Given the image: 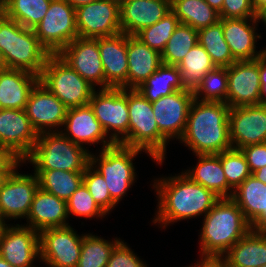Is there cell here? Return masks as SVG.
I'll return each mask as SVG.
<instances>
[{
	"mask_svg": "<svg viewBox=\"0 0 266 267\" xmlns=\"http://www.w3.org/2000/svg\"><path fill=\"white\" fill-rule=\"evenodd\" d=\"M67 110L68 108L40 82L32 89L25 107L29 121L38 134L59 132L56 129L63 127Z\"/></svg>",
	"mask_w": 266,
	"mask_h": 267,
	"instance_id": "ffe728a7",
	"label": "cell"
},
{
	"mask_svg": "<svg viewBox=\"0 0 266 267\" xmlns=\"http://www.w3.org/2000/svg\"><path fill=\"white\" fill-rule=\"evenodd\" d=\"M252 175L260 180L261 182H263L264 184H266V166L252 172Z\"/></svg>",
	"mask_w": 266,
	"mask_h": 267,
	"instance_id": "816d5d0a",
	"label": "cell"
},
{
	"mask_svg": "<svg viewBox=\"0 0 266 267\" xmlns=\"http://www.w3.org/2000/svg\"><path fill=\"white\" fill-rule=\"evenodd\" d=\"M38 135L25 109H0V144L23 162L31 154Z\"/></svg>",
	"mask_w": 266,
	"mask_h": 267,
	"instance_id": "d6986e66",
	"label": "cell"
},
{
	"mask_svg": "<svg viewBox=\"0 0 266 267\" xmlns=\"http://www.w3.org/2000/svg\"><path fill=\"white\" fill-rule=\"evenodd\" d=\"M6 69V65L2 56V53L0 51V71Z\"/></svg>",
	"mask_w": 266,
	"mask_h": 267,
	"instance_id": "91938a15",
	"label": "cell"
},
{
	"mask_svg": "<svg viewBox=\"0 0 266 267\" xmlns=\"http://www.w3.org/2000/svg\"><path fill=\"white\" fill-rule=\"evenodd\" d=\"M12 172H0V187L4 179Z\"/></svg>",
	"mask_w": 266,
	"mask_h": 267,
	"instance_id": "680465c9",
	"label": "cell"
},
{
	"mask_svg": "<svg viewBox=\"0 0 266 267\" xmlns=\"http://www.w3.org/2000/svg\"><path fill=\"white\" fill-rule=\"evenodd\" d=\"M112 1H115V2H117V3H119V4H121V3L124 2L125 0H112Z\"/></svg>",
	"mask_w": 266,
	"mask_h": 267,
	"instance_id": "94428289",
	"label": "cell"
},
{
	"mask_svg": "<svg viewBox=\"0 0 266 267\" xmlns=\"http://www.w3.org/2000/svg\"><path fill=\"white\" fill-rule=\"evenodd\" d=\"M83 183L94 201L106 214H109L117 206V203L110 196L104 177L91 164L85 168Z\"/></svg>",
	"mask_w": 266,
	"mask_h": 267,
	"instance_id": "7bdbcfd3",
	"label": "cell"
},
{
	"mask_svg": "<svg viewBox=\"0 0 266 267\" xmlns=\"http://www.w3.org/2000/svg\"><path fill=\"white\" fill-rule=\"evenodd\" d=\"M128 112V143L125 146L145 151L162 165L169 142L159 132L151 102L136 89H128Z\"/></svg>",
	"mask_w": 266,
	"mask_h": 267,
	"instance_id": "8992f818",
	"label": "cell"
},
{
	"mask_svg": "<svg viewBox=\"0 0 266 267\" xmlns=\"http://www.w3.org/2000/svg\"><path fill=\"white\" fill-rule=\"evenodd\" d=\"M221 163L228 185L233 190L252 174L241 149L231 148L221 152Z\"/></svg>",
	"mask_w": 266,
	"mask_h": 267,
	"instance_id": "60d3db41",
	"label": "cell"
},
{
	"mask_svg": "<svg viewBox=\"0 0 266 267\" xmlns=\"http://www.w3.org/2000/svg\"><path fill=\"white\" fill-rule=\"evenodd\" d=\"M26 226L40 232L53 227H63L67 223L68 213L66 201L50 194L40 187L35 193L28 213Z\"/></svg>",
	"mask_w": 266,
	"mask_h": 267,
	"instance_id": "d4e9b609",
	"label": "cell"
},
{
	"mask_svg": "<svg viewBox=\"0 0 266 267\" xmlns=\"http://www.w3.org/2000/svg\"><path fill=\"white\" fill-rule=\"evenodd\" d=\"M259 60V74H260V97L261 104L266 105V50L265 52L258 58Z\"/></svg>",
	"mask_w": 266,
	"mask_h": 267,
	"instance_id": "681fc988",
	"label": "cell"
},
{
	"mask_svg": "<svg viewBox=\"0 0 266 267\" xmlns=\"http://www.w3.org/2000/svg\"><path fill=\"white\" fill-rule=\"evenodd\" d=\"M220 18H256L251 0H224Z\"/></svg>",
	"mask_w": 266,
	"mask_h": 267,
	"instance_id": "f6af8a7d",
	"label": "cell"
},
{
	"mask_svg": "<svg viewBox=\"0 0 266 267\" xmlns=\"http://www.w3.org/2000/svg\"><path fill=\"white\" fill-rule=\"evenodd\" d=\"M33 31L50 54H58L78 37L75 8L66 0H51L45 17Z\"/></svg>",
	"mask_w": 266,
	"mask_h": 267,
	"instance_id": "30bf717a",
	"label": "cell"
},
{
	"mask_svg": "<svg viewBox=\"0 0 266 267\" xmlns=\"http://www.w3.org/2000/svg\"><path fill=\"white\" fill-rule=\"evenodd\" d=\"M39 76L22 69L0 71V109H25Z\"/></svg>",
	"mask_w": 266,
	"mask_h": 267,
	"instance_id": "4316f807",
	"label": "cell"
},
{
	"mask_svg": "<svg viewBox=\"0 0 266 267\" xmlns=\"http://www.w3.org/2000/svg\"><path fill=\"white\" fill-rule=\"evenodd\" d=\"M193 93L194 99L200 101L227 103L228 79L226 67H215L209 71Z\"/></svg>",
	"mask_w": 266,
	"mask_h": 267,
	"instance_id": "f35d334b",
	"label": "cell"
},
{
	"mask_svg": "<svg viewBox=\"0 0 266 267\" xmlns=\"http://www.w3.org/2000/svg\"><path fill=\"white\" fill-rule=\"evenodd\" d=\"M0 51L6 68L22 69L40 76L51 55L33 29L20 25L0 11Z\"/></svg>",
	"mask_w": 266,
	"mask_h": 267,
	"instance_id": "277c9868",
	"label": "cell"
},
{
	"mask_svg": "<svg viewBox=\"0 0 266 267\" xmlns=\"http://www.w3.org/2000/svg\"><path fill=\"white\" fill-rule=\"evenodd\" d=\"M51 0H3L0 11L20 25L34 29L45 17Z\"/></svg>",
	"mask_w": 266,
	"mask_h": 267,
	"instance_id": "836d02e7",
	"label": "cell"
},
{
	"mask_svg": "<svg viewBox=\"0 0 266 267\" xmlns=\"http://www.w3.org/2000/svg\"><path fill=\"white\" fill-rule=\"evenodd\" d=\"M121 240L108 241L91 233L84 234L77 267H106L114 247Z\"/></svg>",
	"mask_w": 266,
	"mask_h": 267,
	"instance_id": "74e56055",
	"label": "cell"
},
{
	"mask_svg": "<svg viewBox=\"0 0 266 267\" xmlns=\"http://www.w3.org/2000/svg\"><path fill=\"white\" fill-rule=\"evenodd\" d=\"M179 24L176 15L170 11L157 23L143 28L135 36L151 49H154L161 54L166 43L174 33L175 28Z\"/></svg>",
	"mask_w": 266,
	"mask_h": 267,
	"instance_id": "ab89813d",
	"label": "cell"
},
{
	"mask_svg": "<svg viewBox=\"0 0 266 267\" xmlns=\"http://www.w3.org/2000/svg\"><path fill=\"white\" fill-rule=\"evenodd\" d=\"M195 156L198 159L197 166L192 169L189 168V170H185L183 173L193 182L212 191L219 198H231L234 190L228 185L226 175L224 174L221 153Z\"/></svg>",
	"mask_w": 266,
	"mask_h": 267,
	"instance_id": "83f0119b",
	"label": "cell"
},
{
	"mask_svg": "<svg viewBox=\"0 0 266 267\" xmlns=\"http://www.w3.org/2000/svg\"><path fill=\"white\" fill-rule=\"evenodd\" d=\"M194 93L179 90L151 103L160 134L169 142L180 140L185 132Z\"/></svg>",
	"mask_w": 266,
	"mask_h": 267,
	"instance_id": "9a60e30c",
	"label": "cell"
},
{
	"mask_svg": "<svg viewBox=\"0 0 266 267\" xmlns=\"http://www.w3.org/2000/svg\"><path fill=\"white\" fill-rule=\"evenodd\" d=\"M73 8L97 1V0H66Z\"/></svg>",
	"mask_w": 266,
	"mask_h": 267,
	"instance_id": "f5cc1de1",
	"label": "cell"
},
{
	"mask_svg": "<svg viewBox=\"0 0 266 267\" xmlns=\"http://www.w3.org/2000/svg\"><path fill=\"white\" fill-rule=\"evenodd\" d=\"M65 127L60 132L67 138L71 139L75 144L89 146L95 143H102L105 149L114 146L115 143L108 138L104 128L97 120L90 105L69 108L64 121ZM64 131V132H63ZM66 131V132H65Z\"/></svg>",
	"mask_w": 266,
	"mask_h": 267,
	"instance_id": "44dd1931",
	"label": "cell"
},
{
	"mask_svg": "<svg viewBox=\"0 0 266 267\" xmlns=\"http://www.w3.org/2000/svg\"><path fill=\"white\" fill-rule=\"evenodd\" d=\"M228 120L233 148L266 142V105L230 108Z\"/></svg>",
	"mask_w": 266,
	"mask_h": 267,
	"instance_id": "e0dca14e",
	"label": "cell"
},
{
	"mask_svg": "<svg viewBox=\"0 0 266 267\" xmlns=\"http://www.w3.org/2000/svg\"><path fill=\"white\" fill-rule=\"evenodd\" d=\"M231 198L252 225L266 210V184L251 174L233 191Z\"/></svg>",
	"mask_w": 266,
	"mask_h": 267,
	"instance_id": "f546056e",
	"label": "cell"
},
{
	"mask_svg": "<svg viewBox=\"0 0 266 267\" xmlns=\"http://www.w3.org/2000/svg\"><path fill=\"white\" fill-rule=\"evenodd\" d=\"M251 226L253 230L266 231V210Z\"/></svg>",
	"mask_w": 266,
	"mask_h": 267,
	"instance_id": "f907efd6",
	"label": "cell"
},
{
	"mask_svg": "<svg viewBox=\"0 0 266 267\" xmlns=\"http://www.w3.org/2000/svg\"><path fill=\"white\" fill-rule=\"evenodd\" d=\"M34 174L42 190L67 201L83 183L84 171L34 170Z\"/></svg>",
	"mask_w": 266,
	"mask_h": 267,
	"instance_id": "d6a6232c",
	"label": "cell"
},
{
	"mask_svg": "<svg viewBox=\"0 0 266 267\" xmlns=\"http://www.w3.org/2000/svg\"><path fill=\"white\" fill-rule=\"evenodd\" d=\"M57 55L93 87L98 85L104 89V70L98 38L77 37Z\"/></svg>",
	"mask_w": 266,
	"mask_h": 267,
	"instance_id": "ac0fdd59",
	"label": "cell"
},
{
	"mask_svg": "<svg viewBox=\"0 0 266 267\" xmlns=\"http://www.w3.org/2000/svg\"><path fill=\"white\" fill-rule=\"evenodd\" d=\"M0 267H13V266L9 264L6 260H4L0 255Z\"/></svg>",
	"mask_w": 266,
	"mask_h": 267,
	"instance_id": "6f0895ef",
	"label": "cell"
},
{
	"mask_svg": "<svg viewBox=\"0 0 266 267\" xmlns=\"http://www.w3.org/2000/svg\"><path fill=\"white\" fill-rule=\"evenodd\" d=\"M68 217L94 218L105 217L107 214L100 208L90 195L84 183L66 201Z\"/></svg>",
	"mask_w": 266,
	"mask_h": 267,
	"instance_id": "b9f144b4",
	"label": "cell"
},
{
	"mask_svg": "<svg viewBox=\"0 0 266 267\" xmlns=\"http://www.w3.org/2000/svg\"><path fill=\"white\" fill-rule=\"evenodd\" d=\"M78 37L98 38L122 32L120 4L112 0H97L75 9Z\"/></svg>",
	"mask_w": 266,
	"mask_h": 267,
	"instance_id": "7c38bea8",
	"label": "cell"
},
{
	"mask_svg": "<svg viewBox=\"0 0 266 267\" xmlns=\"http://www.w3.org/2000/svg\"><path fill=\"white\" fill-rule=\"evenodd\" d=\"M39 82L68 109L88 105L96 90L57 54L48 57Z\"/></svg>",
	"mask_w": 266,
	"mask_h": 267,
	"instance_id": "ba28073f",
	"label": "cell"
},
{
	"mask_svg": "<svg viewBox=\"0 0 266 267\" xmlns=\"http://www.w3.org/2000/svg\"><path fill=\"white\" fill-rule=\"evenodd\" d=\"M157 179L152 185L157 192L158 210L152 222L159 223L161 228L181 220L205 216L220 199L183 172Z\"/></svg>",
	"mask_w": 266,
	"mask_h": 267,
	"instance_id": "6da1fadb",
	"label": "cell"
},
{
	"mask_svg": "<svg viewBox=\"0 0 266 267\" xmlns=\"http://www.w3.org/2000/svg\"><path fill=\"white\" fill-rule=\"evenodd\" d=\"M34 170L85 171L90 164V152L59 132H43L31 154L24 160Z\"/></svg>",
	"mask_w": 266,
	"mask_h": 267,
	"instance_id": "5b68a950",
	"label": "cell"
},
{
	"mask_svg": "<svg viewBox=\"0 0 266 267\" xmlns=\"http://www.w3.org/2000/svg\"><path fill=\"white\" fill-rule=\"evenodd\" d=\"M127 89H137L162 64L161 54L144 44L135 35H127Z\"/></svg>",
	"mask_w": 266,
	"mask_h": 267,
	"instance_id": "484cf974",
	"label": "cell"
},
{
	"mask_svg": "<svg viewBox=\"0 0 266 267\" xmlns=\"http://www.w3.org/2000/svg\"><path fill=\"white\" fill-rule=\"evenodd\" d=\"M200 260L189 267H228L224 256L202 255Z\"/></svg>",
	"mask_w": 266,
	"mask_h": 267,
	"instance_id": "c3c4849f",
	"label": "cell"
},
{
	"mask_svg": "<svg viewBox=\"0 0 266 267\" xmlns=\"http://www.w3.org/2000/svg\"><path fill=\"white\" fill-rule=\"evenodd\" d=\"M256 20H257L258 23L261 20L264 23V25L266 26V6H264L263 8H261L256 13Z\"/></svg>",
	"mask_w": 266,
	"mask_h": 267,
	"instance_id": "11a10c76",
	"label": "cell"
},
{
	"mask_svg": "<svg viewBox=\"0 0 266 267\" xmlns=\"http://www.w3.org/2000/svg\"><path fill=\"white\" fill-rule=\"evenodd\" d=\"M228 267H262L266 264V231L251 229L224 255Z\"/></svg>",
	"mask_w": 266,
	"mask_h": 267,
	"instance_id": "f1b7e54d",
	"label": "cell"
},
{
	"mask_svg": "<svg viewBox=\"0 0 266 267\" xmlns=\"http://www.w3.org/2000/svg\"><path fill=\"white\" fill-rule=\"evenodd\" d=\"M3 222L1 221V219H0V229L2 228V226H3Z\"/></svg>",
	"mask_w": 266,
	"mask_h": 267,
	"instance_id": "6125c7cd",
	"label": "cell"
},
{
	"mask_svg": "<svg viewBox=\"0 0 266 267\" xmlns=\"http://www.w3.org/2000/svg\"><path fill=\"white\" fill-rule=\"evenodd\" d=\"M98 47L104 70V89H127V34L98 37Z\"/></svg>",
	"mask_w": 266,
	"mask_h": 267,
	"instance_id": "7402d4cb",
	"label": "cell"
},
{
	"mask_svg": "<svg viewBox=\"0 0 266 267\" xmlns=\"http://www.w3.org/2000/svg\"><path fill=\"white\" fill-rule=\"evenodd\" d=\"M253 8L257 13L261 8L266 6V0H251Z\"/></svg>",
	"mask_w": 266,
	"mask_h": 267,
	"instance_id": "9f6ffc18",
	"label": "cell"
},
{
	"mask_svg": "<svg viewBox=\"0 0 266 267\" xmlns=\"http://www.w3.org/2000/svg\"><path fill=\"white\" fill-rule=\"evenodd\" d=\"M230 107L223 102L194 99L189 109L187 125L179 140L194 155L220 154L233 148L230 140Z\"/></svg>",
	"mask_w": 266,
	"mask_h": 267,
	"instance_id": "7a4b0ae2",
	"label": "cell"
},
{
	"mask_svg": "<svg viewBox=\"0 0 266 267\" xmlns=\"http://www.w3.org/2000/svg\"><path fill=\"white\" fill-rule=\"evenodd\" d=\"M171 11L169 0H125L120 4L122 33L136 35L152 26Z\"/></svg>",
	"mask_w": 266,
	"mask_h": 267,
	"instance_id": "cb8c5ba5",
	"label": "cell"
},
{
	"mask_svg": "<svg viewBox=\"0 0 266 267\" xmlns=\"http://www.w3.org/2000/svg\"><path fill=\"white\" fill-rule=\"evenodd\" d=\"M212 8H214L217 12H220L222 9V5L224 0H205Z\"/></svg>",
	"mask_w": 266,
	"mask_h": 267,
	"instance_id": "db71d44e",
	"label": "cell"
},
{
	"mask_svg": "<svg viewBox=\"0 0 266 267\" xmlns=\"http://www.w3.org/2000/svg\"><path fill=\"white\" fill-rule=\"evenodd\" d=\"M22 163L23 161L9 148L0 144V172H13Z\"/></svg>",
	"mask_w": 266,
	"mask_h": 267,
	"instance_id": "7dc6e473",
	"label": "cell"
},
{
	"mask_svg": "<svg viewBox=\"0 0 266 267\" xmlns=\"http://www.w3.org/2000/svg\"><path fill=\"white\" fill-rule=\"evenodd\" d=\"M197 44L198 31L189 25L179 24L161 52L162 63L178 65Z\"/></svg>",
	"mask_w": 266,
	"mask_h": 267,
	"instance_id": "8d00e7d4",
	"label": "cell"
},
{
	"mask_svg": "<svg viewBox=\"0 0 266 267\" xmlns=\"http://www.w3.org/2000/svg\"><path fill=\"white\" fill-rule=\"evenodd\" d=\"M70 225L39 232L40 262L48 267H77L84 234Z\"/></svg>",
	"mask_w": 266,
	"mask_h": 267,
	"instance_id": "8fae6325",
	"label": "cell"
},
{
	"mask_svg": "<svg viewBox=\"0 0 266 267\" xmlns=\"http://www.w3.org/2000/svg\"><path fill=\"white\" fill-rule=\"evenodd\" d=\"M149 102L157 101L179 90H186L177 65L162 63L160 67L136 89Z\"/></svg>",
	"mask_w": 266,
	"mask_h": 267,
	"instance_id": "4dcf8cb0",
	"label": "cell"
},
{
	"mask_svg": "<svg viewBox=\"0 0 266 267\" xmlns=\"http://www.w3.org/2000/svg\"><path fill=\"white\" fill-rule=\"evenodd\" d=\"M141 151L145 152L115 144L101 149L96 156L90 152V164L104 177L110 196L117 204L136 181L137 175L132 161Z\"/></svg>",
	"mask_w": 266,
	"mask_h": 267,
	"instance_id": "52a82bcc",
	"label": "cell"
},
{
	"mask_svg": "<svg viewBox=\"0 0 266 267\" xmlns=\"http://www.w3.org/2000/svg\"><path fill=\"white\" fill-rule=\"evenodd\" d=\"M241 151L246 157L251 173L266 166V142L245 146Z\"/></svg>",
	"mask_w": 266,
	"mask_h": 267,
	"instance_id": "bcb514c9",
	"label": "cell"
},
{
	"mask_svg": "<svg viewBox=\"0 0 266 267\" xmlns=\"http://www.w3.org/2000/svg\"><path fill=\"white\" fill-rule=\"evenodd\" d=\"M180 70L181 81L186 89L194 91L202 79L216 66L210 55L198 43L177 65Z\"/></svg>",
	"mask_w": 266,
	"mask_h": 267,
	"instance_id": "e575fe53",
	"label": "cell"
},
{
	"mask_svg": "<svg viewBox=\"0 0 266 267\" xmlns=\"http://www.w3.org/2000/svg\"><path fill=\"white\" fill-rule=\"evenodd\" d=\"M0 255L13 267H34V261L40 260L39 232L25 224H3Z\"/></svg>",
	"mask_w": 266,
	"mask_h": 267,
	"instance_id": "5bb4252c",
	"label": "cell"
},
{
	"mask_svg": "<svg viewBox=\"0 0 266 267\" xmlns=\"http://www.w3.org/2000/svg\"><path fill=\"white\" fill-rule=\"evenodd\" d=\"M16 168L2 182L0 187V219L5 224L6 219H25L36 191L39 179L33 173L21 174Z\"/></svg>",
	"mask_w": 266,
	"mask_h": 267,
	"instance_id": "4fadbf2b",
	"label": "cell"
},
{
	"mask_svg": "<svg viewBox=\"0 0 266 267\" xmlns=\"http://www.w3.org/2000/svg\"><path fill=\"white\" fill-rule=\"evenodd\" d=\"M89 105L109 138L115 144L125 146L129 127L128 89L99 88L93 92Z\"/></svg>",
	"mask_w": 266,
	"mask_h": 267,
	"instance_id": "9c48e42d",
	"label": "cell"
},
{
	"mask_svg": "<svg viewBox=\"0 0 266 267\" xmlns=\"http://www.w3.org/2000/svg\"><path fill=\"white\" fill-rule=\"evenodd\" d=\"M171 11L180 24L189 25L197 31L220 20L219 12L205 0H171Z\"/></svg>",
	"mask_w": 266,
	"mask_h": 267,
	"instance_id": "1f68e13d",
	"label": "cell"
},
{
	"mask_svg": "<svg viewBox=\"0 0 266 267\" xmlns=\"http://www.w3.org/2000/svg\"><path fill=\"white\" fill-rule=\"evenodd\" d=\"M252 229L232 198H220L204 216L200 254L223 256Z\"/></svg>",
	"mask_w": 266,
	"mask_h": 267,
	"instance_id": "3957f363",
	"label": "cell"
},
{
	"mask_svg": "<svg viewBox=\"0 0 266 267\" xmlns=\"http://www.w3.org/2000/svg\"><path fill=\"white\" fill-rule=\"evenodd\" d=\"M198 43L210 55L216 67L227 68L237 61L223 36V28L220 21L198 30Z\"/></svg>",
	"mask_w": 266,
	"mask_h": 267,
	"instance_id": "d590c367",
	"label": "cell"
},
{
	"mask_svg": "<svg viewBox=\"0 0 266 267\" xmlns=\"http://www.w3.org/2000/svg\"><path fill=\"white\" fill-rule=\"evenodd\" d=\"M219 21L222 23L223 36L237 61L256 60L265 52L266 47L256 51V39L261 38L256 32V18H220Z\"/></svg>",
	"mask_w": 266,
	"mask_h": 267,
	"instance_id": "603a6c76",
	"label": "cell"
},
{
	"mask_svg": "<svg viewBox=\"0 0 266 267\" xmlns=\"http://www.w3.org/2000/svg\"><path fill=\"white\" fill-rule=\"evenodd\" d=\"M228 79L227 105L230 108L259 105V60L236 61L226 68Z\"/></svg>",
	"mask_w": 266,
	"mask_h": 267,
	"instance_id": "2e32d148",
	"label": "cell"
},
{
	"mask_svg": "<svg viewBox=\"0 0 266 267\" xmlns=\"http://www.w3.org/2000/svg\"><path fill=\"white\" fill-rule=\"evenodd\" d=\"M106 267H147V264L135 255L124 240H121L114 247Z\"/></svg>",
	"mask_w": 266,
	"mask_h": 267,
	"instance_id": "ee69618b",
	"label": "cell"
}]
</instances>
